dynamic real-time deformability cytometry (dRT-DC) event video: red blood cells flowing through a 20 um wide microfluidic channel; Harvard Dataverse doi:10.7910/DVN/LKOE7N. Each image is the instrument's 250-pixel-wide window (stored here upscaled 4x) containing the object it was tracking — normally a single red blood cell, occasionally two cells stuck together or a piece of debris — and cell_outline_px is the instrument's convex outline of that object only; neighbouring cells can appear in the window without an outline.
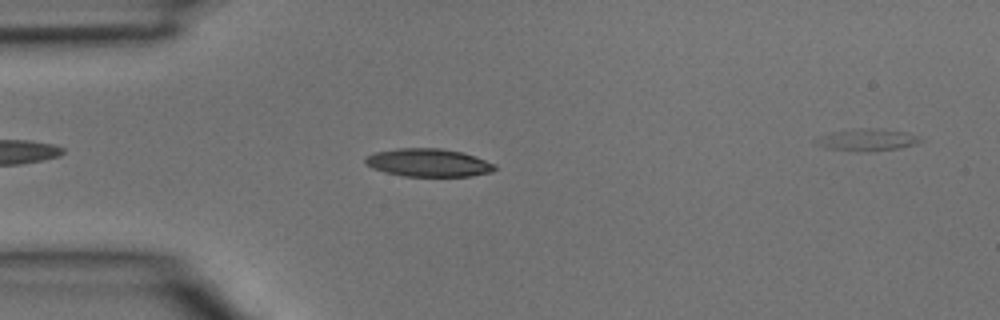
{"species": "common noctule bat (a hibernating species)", "species_latin": "Nyctalus noctula", "temperature_condition": "room temperature", "stored_images_in_passage": 2, "segment_of_instrument_passage": [1, 2], "camera_frame_rate_fps": 3000, "um_per_image_px": 0.085, "animal": {"sex": "male", "body_mass_g": 15.6}, "frame": {"image": 1, "passage_image": 1, "time_ms": 0.0, "image_size_px": [1000, 320], "cell_outline_px": [[496, 168], [492, 172], [472, 176], [404, 176], [384, 172], [372, 168], [364, 160], [364, 156], [376, 152], [396, 148], [440, 148], [460, 152], [476, 156], [496, 164]], "centroid_in_image_um": [36.42, 13.83], "position_along_channel_um": 48.6, "area_um2": 21.21}}